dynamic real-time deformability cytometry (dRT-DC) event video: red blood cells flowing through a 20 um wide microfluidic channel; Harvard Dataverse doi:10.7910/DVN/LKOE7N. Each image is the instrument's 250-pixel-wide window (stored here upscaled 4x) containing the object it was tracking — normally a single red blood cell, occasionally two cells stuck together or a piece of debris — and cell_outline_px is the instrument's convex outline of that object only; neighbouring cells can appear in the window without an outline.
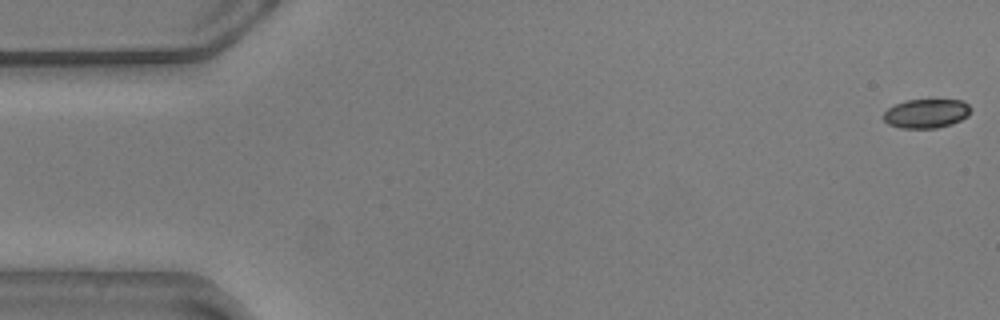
{"species": "common noctule bat (a hibernating species)", "species_latin": "Nyctalus noctula", "temperature_condition": "warm", "stored_images_in_passage": 47, "camera_frame_rate_fps": 3000, "um_per_image_px": 0.085, "animal": {"sex": "male", "body_mass_g": 20.5, "forearm_length_mm": 52.5}, "frame": {"image": 1, "passage_image": 1, "time_ms": 0.0, "image_size_px": [1000, 320], "cell_outline_px": [[972, 108], [968, 116], [952, 124], [936, 128], [900, 128], [888, 124], [884, 120], [884, 112], [888, 108], [896, 104], [908, 100], [964, 100]], "centroid_in_image_um": [78.76, 9.65], "position_along_channel_um": 6.2, "area_um2": 14.8}}
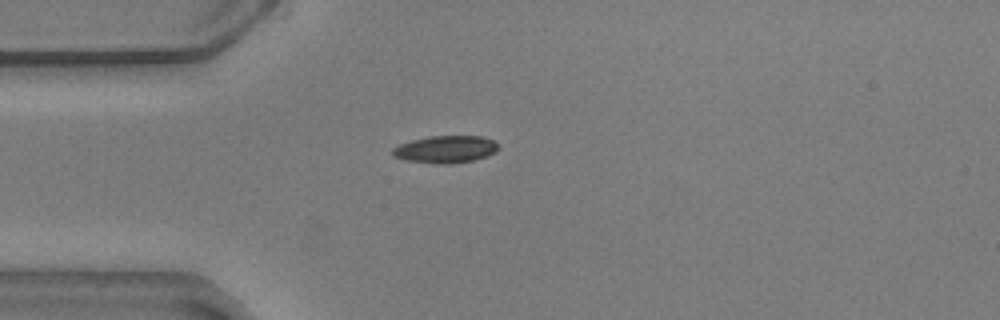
{"frame": {"image": 2, "passage_image": 15, "time_ms": 4.667, "image_size_px": [1000, 320], "cell_outline_px": [[500, 148], [496, 152], [488, 156], [472, 160], [452, 164], [436, 164], [408, 160], [392, 156], [392, 148], [400, 144], [412, 140], [432, 136], [480, 136], [492, 140]], "centroid_in_image_um": [37.88, 12.7], "position_along_channel_um": 47.1, "area_um2": 16.76}, "authors_computed_cell_mechanics": {"area_um2": 16.762, "velocity_mm_per_s": 3.5899, "shape_relaxation_time_tau1_ms": 4.3315, "shape_relaxation_time_tau2_ms": 5.5903, "deformation_change_tau1": 0.1535, "deformation_change_tau2": 0.1084}}